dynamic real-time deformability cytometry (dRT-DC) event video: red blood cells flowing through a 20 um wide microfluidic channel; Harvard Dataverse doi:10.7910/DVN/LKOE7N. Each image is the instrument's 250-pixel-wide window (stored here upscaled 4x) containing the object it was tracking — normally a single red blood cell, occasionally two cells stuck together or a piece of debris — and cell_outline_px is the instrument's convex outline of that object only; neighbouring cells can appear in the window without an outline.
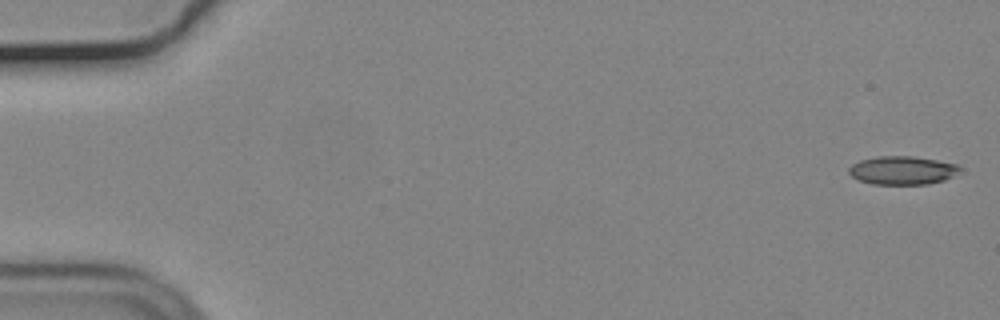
{"species": "common noctule bat (a hibernating species)", "species_latin": "Nyctalus noctula", "temperature_condition": "cold", "stored_images_in_passage": 20, "camera_frame_rate_fps": 3000, "um_per_image_px": 0.085, "animal": {"sex": "male", "body_mass_g": 19.2, "forearm_length_mm": 51.8}, "frame": {"image": 1, "passage_image": 1, "time_ms": 0.0, "image_size_px": [1000, 320], "cell_outline_px": [[964, 172], [944, 180], [928, 184], [872, 184], [860, 180], [852, 176], [848, 172], [848, 168], [852, 164], [860, 160], [876, 156], [912, 156], [960, 164], [964, 168]], "centroid_in_image_um": [76.78, 14.47], "position_along_channel_um": 8.2, "area_um2": 18.73}}
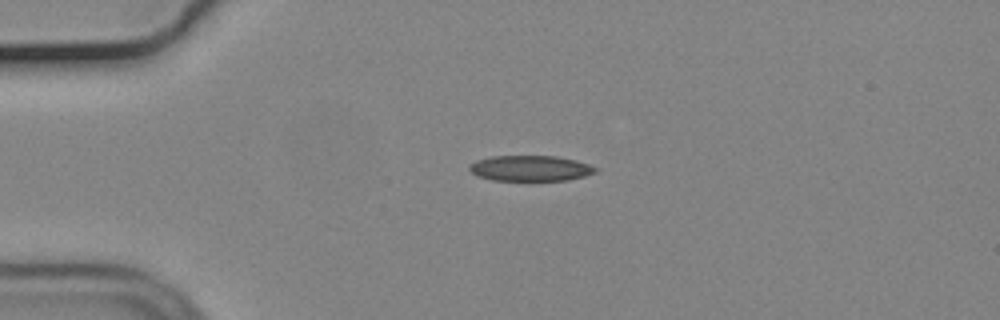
{"frame": {"image": 2, "passage_image": 13, "time_ms": 4.0, "image_size_px": [1000, 320], "cell_outline_px": [[600, 168], [596, 172], [584, 176], [568, 180], [492, 180], [476, 176], [468, 168], [468, 164], [476, 160], [492, 156], [556, 156], [576, 160]], "centroid_in_image_um": [45.07, 14.3], "position_along_channel_um": 39.9, "area_um2": 18.9}}
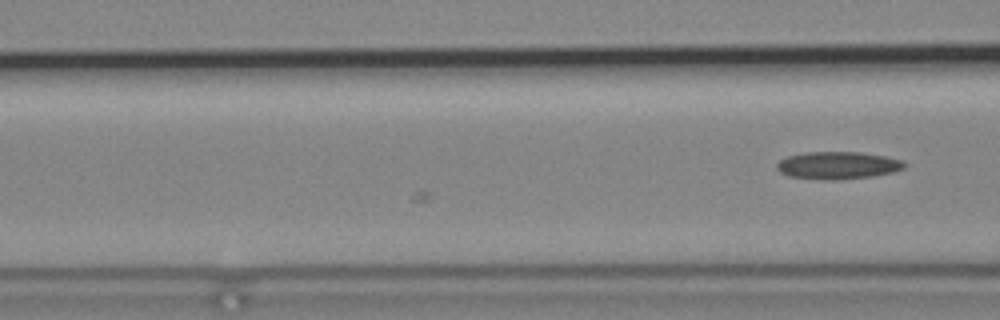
{"frame": {"image": 3, "passage_image": 20, "time_ms": 6.333, "image_size_px": [1000, 320], "cell_outline_px": [[908, 164], [904, 168], [892, 172], [872, 176], [828, 180], [788, 176], [780, 172], [776, 168], [776, 164], [780, 160], [788, 156], [804, 152], [860, 152], [884, 156], [904, 160]], "centroid_in_image_um": [71.22, 14.04], "position_along_channel_um": 95.4, "area_um2": 20.35}}